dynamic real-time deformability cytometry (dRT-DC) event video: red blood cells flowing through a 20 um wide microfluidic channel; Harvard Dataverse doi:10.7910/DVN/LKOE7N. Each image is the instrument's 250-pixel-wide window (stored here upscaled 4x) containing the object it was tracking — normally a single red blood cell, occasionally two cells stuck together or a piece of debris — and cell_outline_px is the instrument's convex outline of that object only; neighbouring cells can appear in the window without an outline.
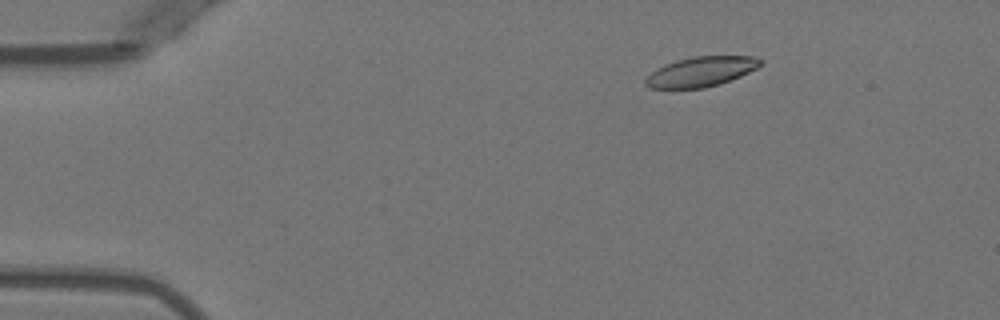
{"species": "Egyptian fruit bat (a non-hibernating species)", "species_latin": "Rousettus aegyptiacus", "temperature_condition": "warm", "stored_images_in_passage": 45, "camera_frame_rate_fps": 3000, "um_per_image_px": 0.085, "animal": {"sex": "female"}, "frame": {"image": 1, "passage_image": 2, "time_ms": 0.333, "image_size_px": [1000, 320], "cell_outline_px": [[764, 64], [740, 76], [720, 84], [704, 88], [648, 88], [644, 84], [644, 80], [656, 68], [664, 64], [676, 60], [692, 56], [752, 56], [764, 60]], "centroid_in_image_um": [59.58, 6.08], "position_along_channel_um": 25.4, "area_um2": 20.11}}
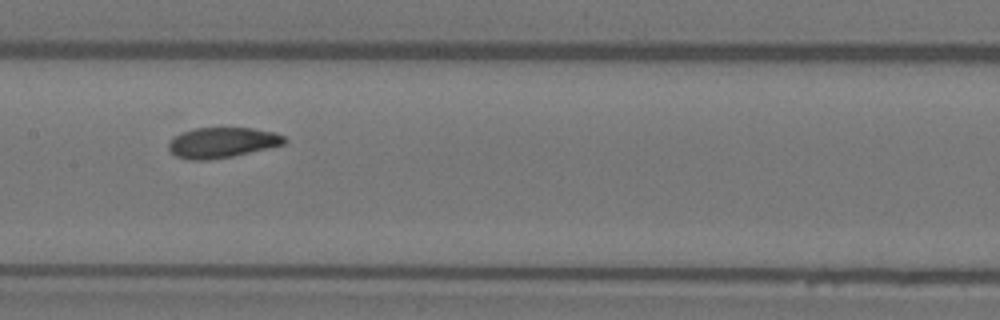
{"frame": {"image": 2, "passage_image": 20, "time_ms": 6.333, "image_size_px": [1000, 320], "cell_outline_px": [[288, 140], [284, 144], [268, 148], [232, 156], [208, 160], [188, 160], [176, 156], [168, 148], [168, 140], [172, 136], [180, 132], [196, 128], [252, 128], [276, 132], [284, 136]], "centroid_in_image_um": [18.85, 12.11], "position_along_channel_um": 188.5, "area_um2": 20.69}}
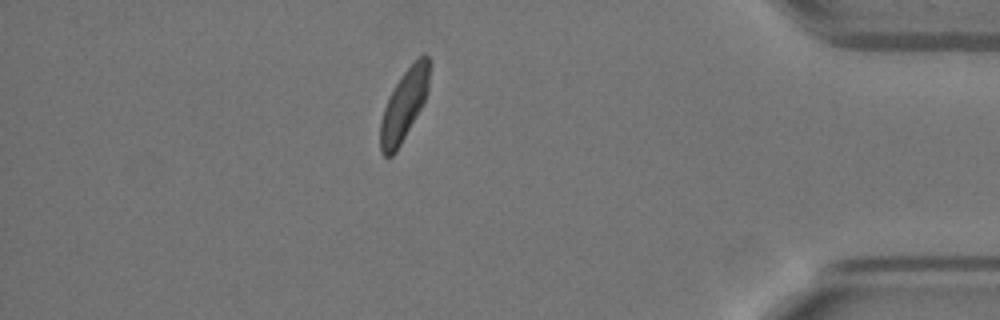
{"frame": {"image": 3, "passage_image": 39, "time_ms": 12.667, "image_size_px": [1000, 320], "cell_outline_px": [[428, 92], [420, 108], [396, 152], [392, 156], [384, 156], [380, 152], [380, 120], [384, 108], [400, 76], [424, 52], [428, 56]], "centroid_in_image_um": [34.31, 8.97], "position_along_channel_um": 400.9, "area_um2": 19.65}, "authors_computed_cell_mechanics": {"area_um2": 20.9814, "velocity_mm_per_s": 3.9599, "shape_relaxation_time_tau1_ms": 2.9714, "shape_relaxation_time_tau2_ms": 2.3125, "deformation_change_tau1": 0.1192, "deformation_change_tau2": 0.0711}}